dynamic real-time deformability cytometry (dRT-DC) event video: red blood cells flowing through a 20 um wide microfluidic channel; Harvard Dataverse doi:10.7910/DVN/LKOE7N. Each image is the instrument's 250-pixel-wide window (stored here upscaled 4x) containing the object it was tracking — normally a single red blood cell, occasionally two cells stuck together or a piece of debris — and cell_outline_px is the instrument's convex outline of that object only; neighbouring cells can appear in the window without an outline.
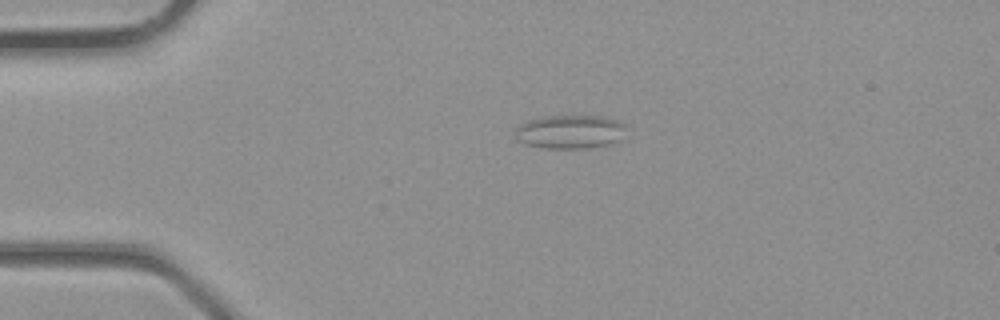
{"species": "common noctule bat (a hibernating species)", "species_latin": "Nyctalus noctula", "temperature_condition": "room temperature", "stored_images_in_passage": 4, "camera_frame_rate_fps": 3000, "um_per_image_px": 0.085, "animal": {"sex": "male", "body_mass_g": 23.1, "forearm_length_mm": 52.7}, "frame": {"image": 1, "passage_image": 3, "time_ms": 0.667, "image_size_px": [1000, 320], "cell_outline_px": [[624, 128], [616, 140], [608, 144], [588, 148], [544, 148], [524, 144], [516, 140], [516, 128], [520, 124], [528, 120], [544, 116], [600, 116], [616, 120], [624, 124]], "centroid_in_image_um": [48.36, 11.2], "position_along_channel_um": 36.6, "area_um2": 21.44}}